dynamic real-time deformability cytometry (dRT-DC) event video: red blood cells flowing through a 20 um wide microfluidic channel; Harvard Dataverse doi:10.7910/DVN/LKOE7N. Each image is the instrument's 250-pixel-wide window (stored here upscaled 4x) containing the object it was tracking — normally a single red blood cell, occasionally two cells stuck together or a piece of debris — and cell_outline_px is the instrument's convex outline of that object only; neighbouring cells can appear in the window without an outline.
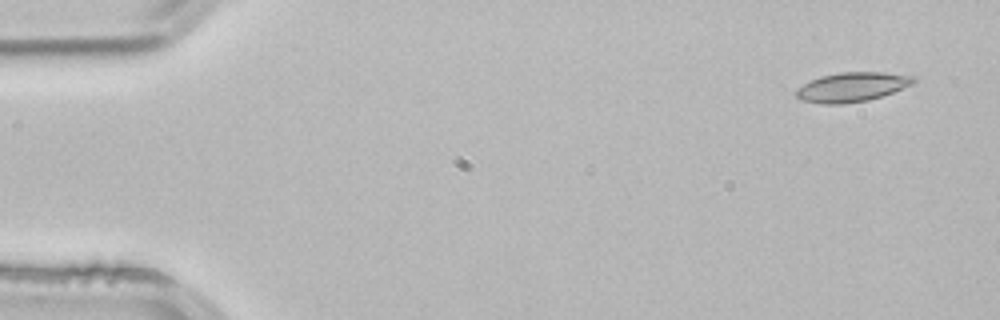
{"species": "common noctule bat (a hibernating species)", "species_latin": "Nyctalus noctula", "temperature_condition": "room temperature", "stored_images_in_passage": 3, "camera_frame_rate_fps": 3000, "um_per_image_px": 0.085, "animal": {"sex": "male", "body_mass_g": 21.5, "forearm_length_mm": 52.0}, "frame": {"image": 1, "passage_image": 1, "time_ms": 0.0, "image_size_px": [1000, 320], "cell_outline_px": [[916, 80], [912, 84], [892, 92], [868, 100], [844, 104], [820, 104], [800, 100], [792, 92], [796, 88], [820, 76], [840, 72], [884, 72], [916, 76]], "centroid_in_image_um": [72.37, 7.4], "position_along_channel_um": 12.6, "area_um2": 20.23}}
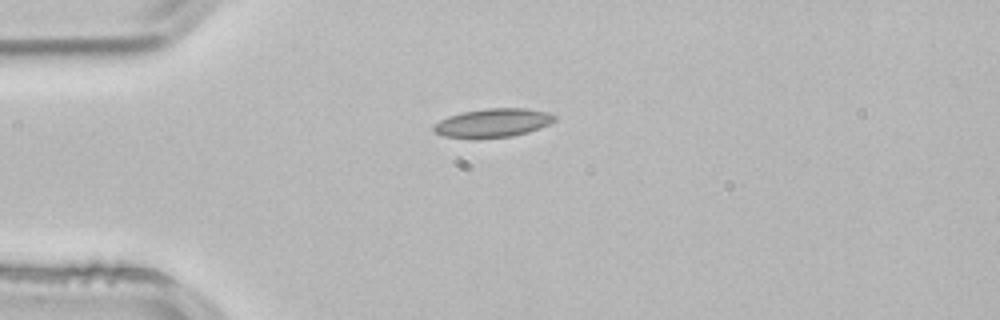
{"frame": {"image": 2, "passage_image": 3, "time_ms": 0.667, "image_size_px": [1000, 320], "cell_outline_px": [[556, 120], [540, 128], [528, 132], [512, 136], [444, 136], [436, 132], [432, 128], [440, 120], [448, 116], [464, 112], [488, 108], [528, 108], [548, 112], [556, 116]], "centroid_in_image_um": [41.98, 10.4], "position_along_channel_um": 43.0, "area_um2": 19.48}}